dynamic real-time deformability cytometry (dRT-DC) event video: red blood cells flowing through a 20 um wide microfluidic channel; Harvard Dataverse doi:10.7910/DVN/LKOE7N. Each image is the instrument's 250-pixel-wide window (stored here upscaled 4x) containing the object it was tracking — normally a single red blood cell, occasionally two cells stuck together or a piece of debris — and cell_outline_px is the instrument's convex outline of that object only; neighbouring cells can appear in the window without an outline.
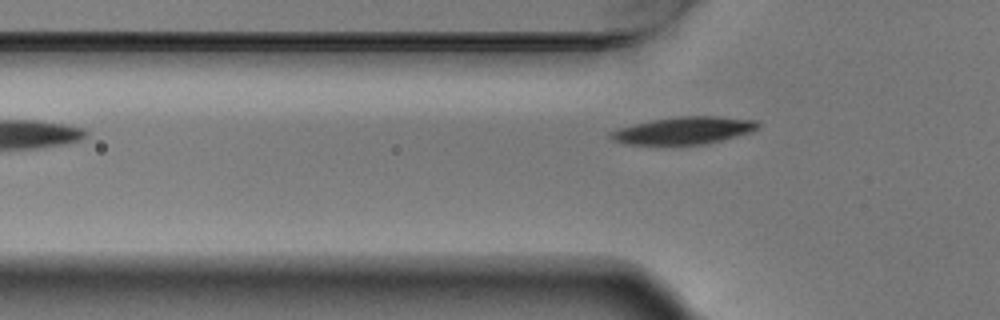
{"species": "Egyptian fruit bat (a non-hibernating species)", "species_latin": "Rousettus aegyptiacus", "temperature_condition": "warm", "stored_images_in_passage": 5, "camera_frame_rate_fps": 3000, "um_per_image_px": 0.085, "animal": {"sex": "male"}, "frame": {"image": 1, "passage_image": 5, "time_ms": 1.333, "image_size_px": [1000, 320], "cell_outline_px": [[760, 128], [752, 132], [704, 144], [628, 144], [612, 140], [608, 136], [608, 132], [632, 124], [652, 120], [676, 116], [720, 116], [756, 120], [760, 124]], "centroid_in_image_um": [58.14, 11.08], "position_along_channel_um": 67.7, "area_um2": 23.47}}